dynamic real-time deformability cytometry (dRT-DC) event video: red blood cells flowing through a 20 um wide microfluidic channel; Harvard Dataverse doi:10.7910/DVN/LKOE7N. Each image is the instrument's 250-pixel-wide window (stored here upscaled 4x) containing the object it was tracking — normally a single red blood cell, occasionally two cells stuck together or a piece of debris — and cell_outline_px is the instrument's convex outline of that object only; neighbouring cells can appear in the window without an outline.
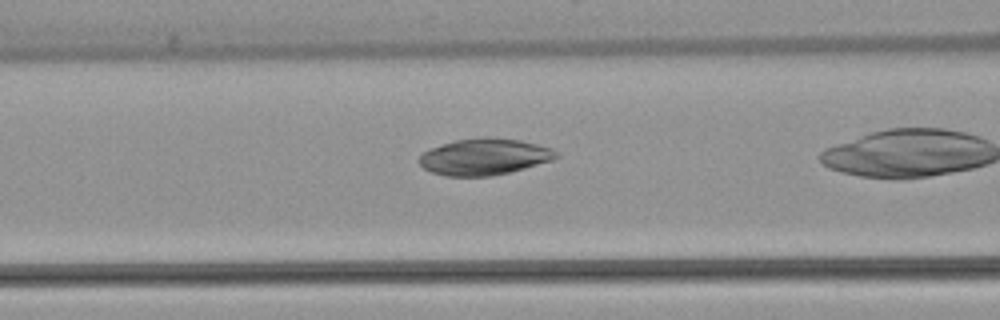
{"species": "common noctule bat (a hibernating species)", "species_latin": "Nyctalus noctula", "temperature_condition": "warm", "stored_images_in_passage": 38, "camera_frame_rate_fps": 3000, "um_per_image_px": 0.085, "animal": {"sex": "female", "body_mass_g": 22.7, "forearm_length_mm": 54.2}, "frame": {"image": 1, "passage_image": 18, "time_ms": 5.667, "image_size_px": [1000, 320], "cell_outline_px": [[560, 156], [552, 160], [524, 168], [492, 176], [444, 176], [432, 172], [424, 168], [416, 160], [424, 152], [432, 148], [456, 140], [480, 136], [488, 136], [520, 140], [552, 148], [560, 152]], "centroid_in_image_um": [41.19, 13.31], "position_along_channel_um": 125.4, "area_um2": 29.19}}
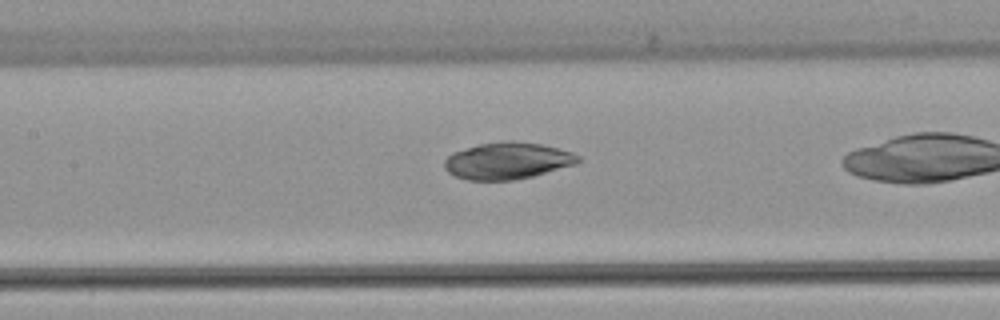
{"frame": {"image": 2, "passage_image": 21, "time_ms": 6.667, "image_size_px": [1000, 320], "cell_outline_px": [[584, 160], [576, 164], [532, 176], [512, 180], [468, 180], [456, 176], [448, 172], [444, 168], [444, 160], [452, 152], [480, 144], [504, 140], [516, 140], [544, 144], [572, 152], [580, 156]], "centroid_in_image_um": [43.16, 13.65], "position_along_channel_um": 164.2, "area_um2": 28.9}}
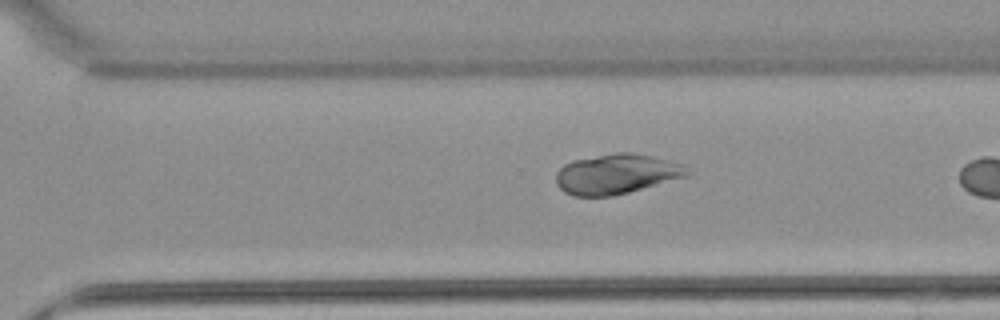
{"frame": {"image": 3, "passage_image": 33, "time_ms": 10.667, "image_size_px": [1000, 320], "cell_outline_px": [[692, 172], [688, 176], [628, 192], [612, 196], [572, 196], [564, 192], [556, 184], [556, 172], [564, 164], [572, 160], [616, 152], [628, 152], [652, 156], [684, 164]], "centroid_in_image_um": [52.4, 14.79], "position_along_channel_um": 318.2, "area_um2": 30.69}}